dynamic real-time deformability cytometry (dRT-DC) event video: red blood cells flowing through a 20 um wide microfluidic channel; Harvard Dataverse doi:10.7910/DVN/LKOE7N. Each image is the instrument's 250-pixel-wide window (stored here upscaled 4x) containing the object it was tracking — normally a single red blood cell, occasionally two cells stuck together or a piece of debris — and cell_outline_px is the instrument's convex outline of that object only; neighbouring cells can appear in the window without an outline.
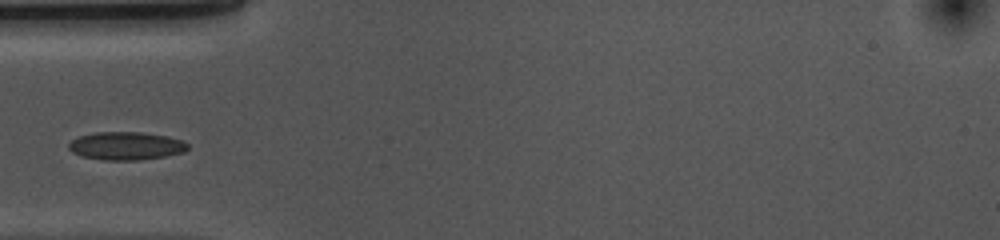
{"species": "common noctule bat (a hibernating species)", "species_latin": "Nyctalus noctula", "temperature_condition": "cold", "stored_images_in_passage": 30, "camera_frame_rate_fps": 3000, "um_per_image_px": 0.085, "animal": {"sex": "female", "body_mass_g": 10.0, "forearm_length_mm": 53.1}, "frame": {"image": 1, "passage_image": 1, "time_ms": 0.0, "image_size_px": [1000, 240], "cell_outline_px": [[188, 148], [184, 152], [164, 156], [140, 160], [104, 160], [80, 156], [72, 152], [68, 148], [68, 144], [72, 140], [80, 136], [96, 132], [140, 132], [168, 136], [180, 140], [188, 144]], "centroid_in_image_um": [10.69, 12.4], "position_along_channel_um": 74.3, "area_um2": 19.42}}
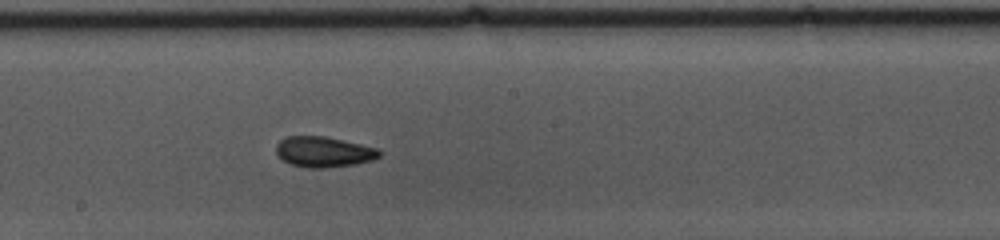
{"frame": {"image": 2, "passage_image": 13, "time_ms": 4.0, "image_size_px": [1000, 240], "cell_outline_px": [[384, 152], [380, 156], [372, 160], [356, 164], [324, 168], [308, 168], [288, 164], [276, 152], [276, 144], [280, 140], [288, 136], [324, 136], [344, 140], [380, 148]], "centroid_in_image_um": [27.56, 12.91], "position_along_channel_um": 220.6, "area_um2": 18.61}}
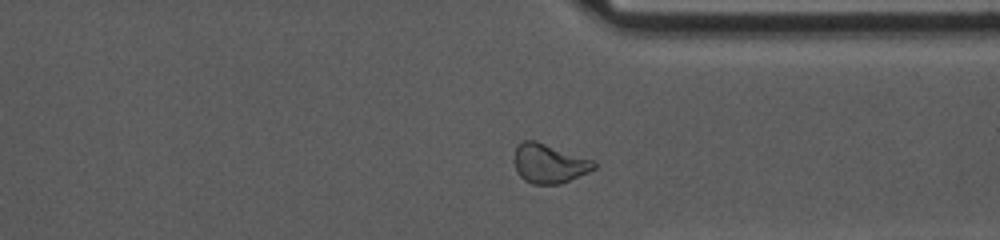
{"frame": {"image": 3, "passage_image": 25, "time_ms": 8.0, "image_size_px": [1000, 240], "cell_outline_px": [[596, 168], [588, 172], [560, 184], [532, 184], [524, 180], [516, 172], [516, 144], [520, 140], [536, 140], [596, 160]], "centroid_in_image_um": [46.7, 13.88], "position_along_channel_um": 364.7, "area_um2": 18.44}}